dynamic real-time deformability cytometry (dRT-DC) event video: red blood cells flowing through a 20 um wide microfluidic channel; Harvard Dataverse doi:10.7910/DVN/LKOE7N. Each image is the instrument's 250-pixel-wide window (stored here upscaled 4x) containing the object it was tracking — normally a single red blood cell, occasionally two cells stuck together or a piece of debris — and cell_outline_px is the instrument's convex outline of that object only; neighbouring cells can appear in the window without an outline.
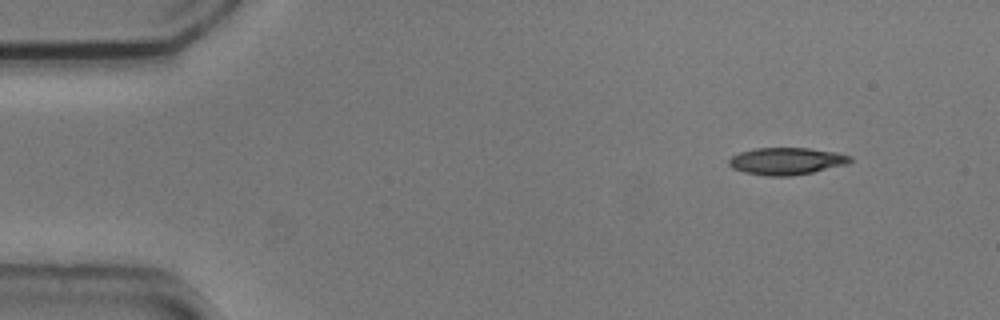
{"species": "common noctule bat (a hibernating species)", "species_latin": "Nyctalus noctula", "temperature_condition": "cold", "stored_images_in_passage": 4, "camera_frame_rate_fps": 3000, "um_per_image_px": 0.085, "animal": {"sex": "male", "body_mass_g": 20.5, "forearm_length_mm": 52.5}, "frame": {"image": 1, "passage_image": 1, "time_ms": 0.0, "image_size_px": [1000, 320], "cell_outline_px": [[852, 160], [848, 164], [812, 172], [792, 176], [768, 176], [744, 172], [732, 168], [728, 164], [728, 160], [732, 156], [740, 152], [756, 148], [808, 148], [836, 152], [852, 156]], "centroid_in_image_um": [66.86, 13.69], "position_along_channel_um": 18.1, "area_um2": 19.19}}
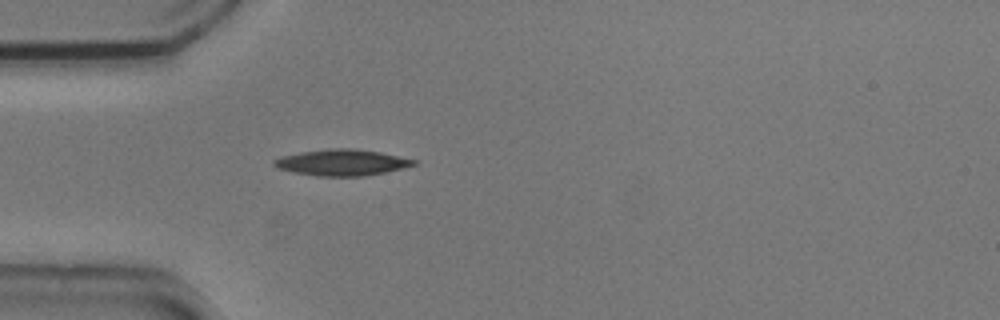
{"frame": {"image": 2, "passage_image": 4, "time_ms": 1.0, "image_size_px": [1000, 320], "cell_outline_px": [[416, 164], [404, 168], [364, 176], [316, 176], [292, 172], [280, 168], [272, 164], [272, 160], [280, 156], [300, 152], [328, 148], [352, 148], [380, 152], [416, 160]], "centroid_in_image_um": [29.02, 13.81], "position_along_channel_um": 56.0, "area_um2": 21.33}}